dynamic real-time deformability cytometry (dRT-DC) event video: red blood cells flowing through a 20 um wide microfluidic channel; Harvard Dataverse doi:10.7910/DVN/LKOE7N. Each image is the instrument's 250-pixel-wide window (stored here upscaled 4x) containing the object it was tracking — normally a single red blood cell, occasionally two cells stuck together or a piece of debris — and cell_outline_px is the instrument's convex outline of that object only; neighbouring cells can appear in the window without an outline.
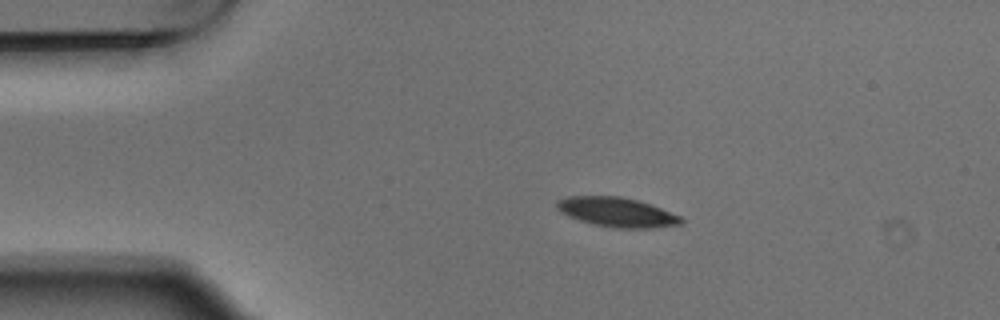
{"species": "Egyptian fruit bat (a non-hibernating species)", "species_latin": "Rousettus aegyptiacus", "temperature_condition": "warm", "stored_images_in_passage": 4, "segment_of_instrument_passage": [1, 2], "camera_frame_rate_fps": 3000, "um_per_image_px": 0.085, "animal": {"sex": "male"}, "frame": {"image": 1, "passage_image": 2, "time_ms": 0.333, "image_size_px": [1000, 320], "cell_outline_px": [[684, 220], [680, 224], [652, 228], [612, 228], [580, 220], [568, 216], [560, 212], [556, 208], [556, 200], [568, 196], [620, 196], [640, 200], [680, 216]], "centroid_in_image_um": [52.41, 18.02], "position_along_channel_um": 32.6, "area_um2": 21.33}}